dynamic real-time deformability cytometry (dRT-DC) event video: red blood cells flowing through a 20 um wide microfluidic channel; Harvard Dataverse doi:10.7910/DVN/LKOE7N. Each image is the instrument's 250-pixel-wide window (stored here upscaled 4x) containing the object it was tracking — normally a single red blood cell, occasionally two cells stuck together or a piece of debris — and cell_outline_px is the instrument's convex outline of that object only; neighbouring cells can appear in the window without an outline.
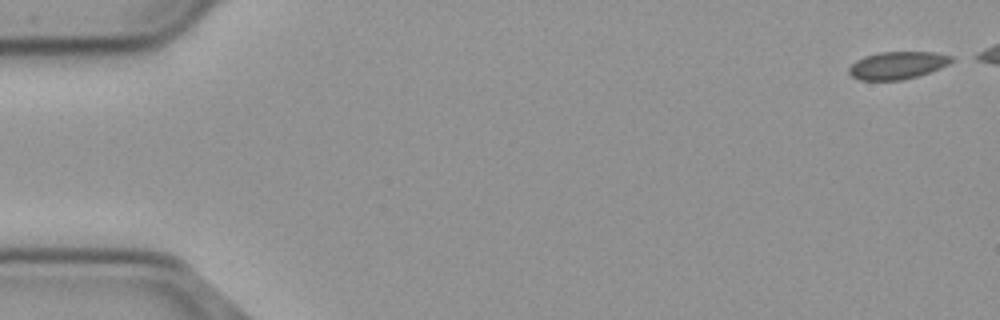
{"species": "common noctule bat (a hibernating species)", "species_latin": "Nyctalus noctula", "temperature_condition": "cold", "stored_images_in_passage": 48, "camera_frame_rate_fps": 3000, "um_per_image_px": 0.085, "animal": {"sex": "male", "body_mass_g": 23.1, "forearm_length_mm": 52.7}, "frame": {"image": 1, "passage_image": 1, "time_ms": 0.0, "image_size_px": [1000, 320], "cell_outline_px": [[952, 60], [948, 64], [940, 68], [916, 76], [900, 80], [860, 80], [852, 76], [848, 72], [848, 68], [856, 60], [864, 56], [880, 52], [932, 52], [952, 56]], "centroid_in_image_um": [76.24, 5.55], "position_along_channel_um": 8.8, "area_um2": 16.24}}
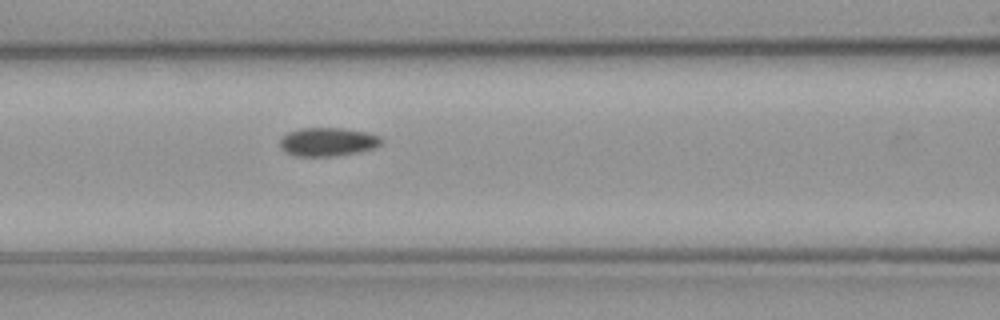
{"frame": {"image": 2, "passage_image": 23, "time_ms": 7.333, "image_size_px": [1000, 320], "cell_outline_px": [[384, 144], [376, 148], [360, 152], [336, 156], [296, 156], [284, 152], [280, 148], [280, 140], [288, 132], [304, 128], [340, 128], [368, 132], [380, 136], [384, 140]], "centroid_in_image_um": [27.92, 12.07], "position_along_channel_um": 138.7, "area_um2": 17.17}}
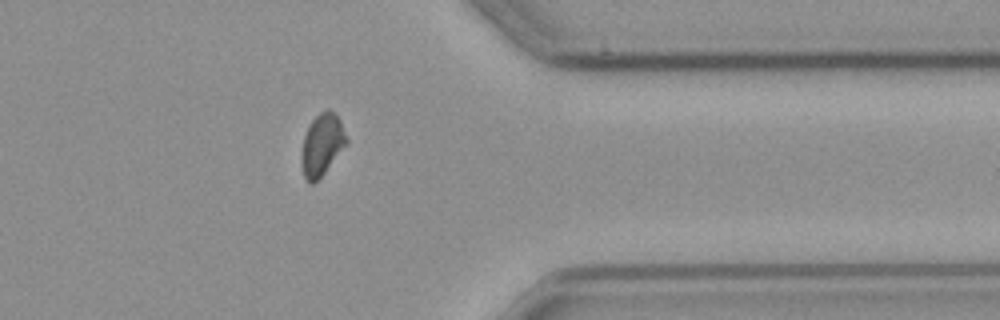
{"frame": {"image": 3, "passage_image": 44, "time_ms": 14.333, "image_size_px": [1000, 320], "cell_outline_px": [[348, 144], [324, 172], [312, 184], [308, 184], [304, 176], [300, 164], [300, 152], [304, 136], [312, 120], [320, 112], [328, 108], [340, 120], [348, 140]], "centroid_in_image_um": [27.35, 12.32], "position_along_channel_um": 384.1, "area_um2": 16.24}, "authors_computed_cell_mechanics": {"area_um2": 16.7042, "velocity_mm_per_s": 3.6928, "shape_relaxation_time_tau1_ms": null, "shape_relaxation_time_tau2_ms": 3.2296, "deformation_change_tau1": null, "deformation_change_tau2": 0.0648}}